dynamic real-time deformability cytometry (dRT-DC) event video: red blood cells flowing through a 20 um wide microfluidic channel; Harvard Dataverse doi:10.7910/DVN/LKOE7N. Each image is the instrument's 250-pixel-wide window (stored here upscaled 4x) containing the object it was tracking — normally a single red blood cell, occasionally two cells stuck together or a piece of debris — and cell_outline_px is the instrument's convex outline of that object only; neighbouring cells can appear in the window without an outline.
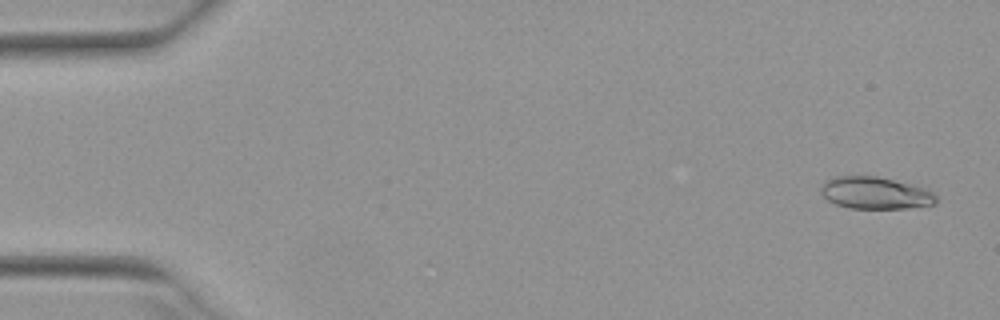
{"species": "Egyptian fruit bat (a non-hibernating species)", "species_latin": "Rousettus aegyptiacus", "temperature_condition": "warm", "stored_images_in_passage": 51, "camera_frame_rate_fps": 3000, "um_per_image_px": 0.085, "animal": {"sex": "female"}, "frame": {"image": 1, "passage_image": 2, "time_ms": 0.333, "image_size_px": [1000, 320], "cell_outline_px": [[936, 204], [908, 208], [848, 208], [836, 204], [828, 200], [820, 192], [820, 188], [824, 180], [832, 176], [876, 176], [912, 184], [928, 188], [936, 196]], "centroid_in_image_um": [74.39, 16.39], "position_along_channel_um": 10.6, "area_um2": 21.73}}
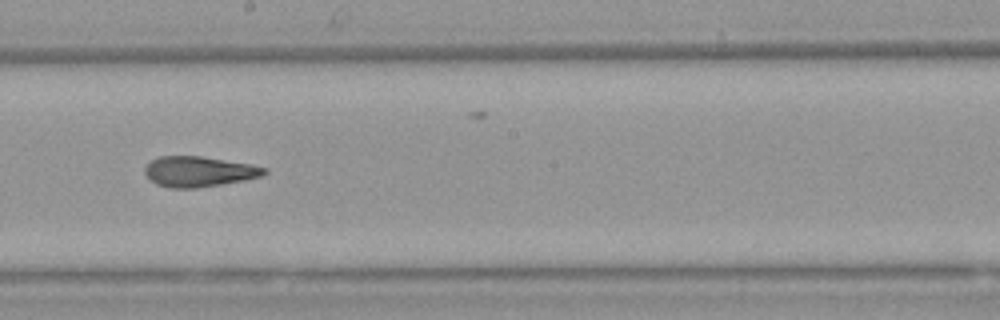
{"frame": {"image": 2, "passage_image": 29, "time_ms": 9.333, "image_size_px": [1000, 320], "cell_outline_px": [[268, 172], [260, 176], [244, 180], [196, 188], [168, 188], [156, 184], [144, 172], [144, 168], [152, 160], [160, 156], [200, 156], [252, 164], [268, 168]], "centroid_in_image_um": [16.92, 14.58], "position_along_channel_um": 231.3, "area_um2": 21.04}}
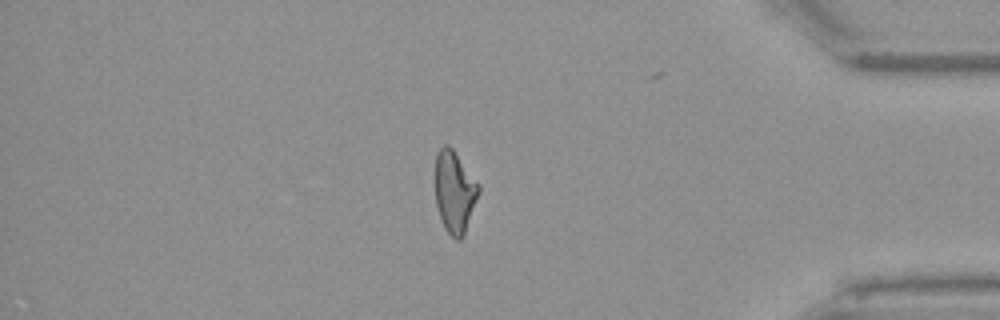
{"frame": {"image": 3, "passage_image": 44, "time_ms": 14.333, "image_size_px": [1000, 320], "cell_outline_px": [[480, 192], [464, 236], [460, 240], [456, 240], [444, 228], [436, 204], [436, 152], [444, 144], [448, 144], [452, 148], [480, 184]], "centroid_in_image_um": [38.66, 16.31], "position_along_channel_um": 396.5, "area_um2": 20.81}, "authors_computed_cell_mechanics": {"area_um2": 21.4438, "velocity_mm_per_s": 3.9485, "shape_relaxation_time_tau1_ms": null, "shape_relaxation_time_tau2_ms": 2.8744, "deformation_change_tau1": null, "deformation_change_tau2": 0.1197}}